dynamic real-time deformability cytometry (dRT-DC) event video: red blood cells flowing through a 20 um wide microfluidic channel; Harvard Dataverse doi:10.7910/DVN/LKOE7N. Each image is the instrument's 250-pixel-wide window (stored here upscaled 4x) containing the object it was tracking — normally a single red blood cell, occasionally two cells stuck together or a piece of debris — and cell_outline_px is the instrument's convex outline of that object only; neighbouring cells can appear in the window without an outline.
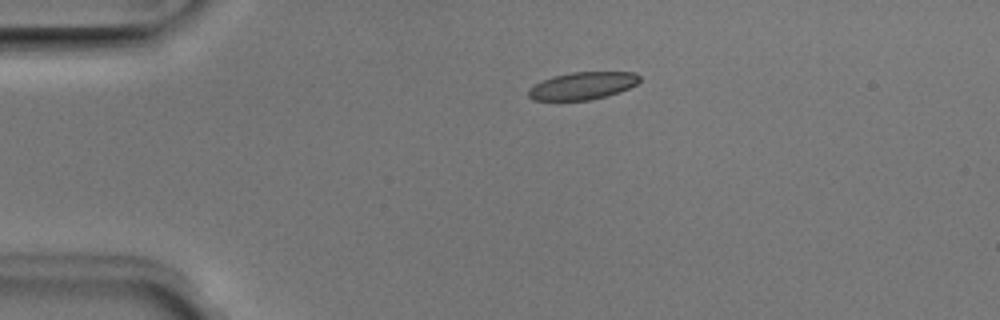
{"species": "Egyptian fruit bat (a non-hibernating species)", "species_latin": "Rousettus aegyptiacus", "temperature_condition": "room temperature", "stored_images_in_passage": 41, "camera_frame_rate_fps": 3000, "um_per_image_px": 0.085, "animal": {"sex": "male"}, "frame": {"image": 1, "passage_image": 1, "time_ms": 0.0, "image_size_px": [1000, 320], "cell_outline_px": [[640, 80], [636, 84], [620, 92], [608, 96], [588, 100], [532, 100], [528, 96], [528, 92], [536, 84], [544, 80], [556, 76], [572, 72], [636, 72], [640, 76]], "centroid_in_image_um": [49.57, 7.29], "position_along_channel_um": 35.4, "area_um2": 17.57}}
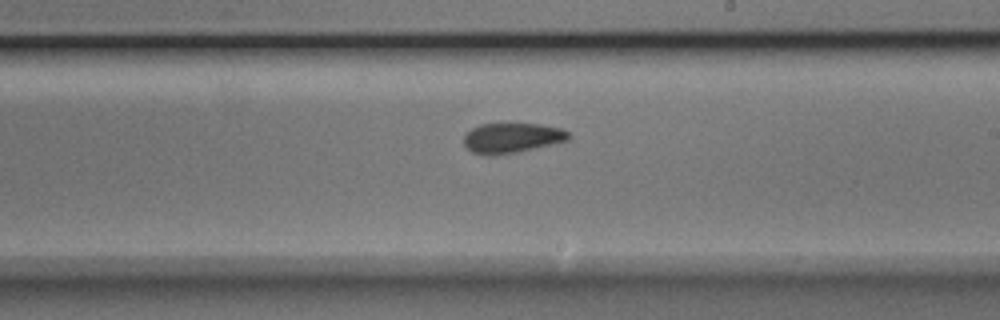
{"frame": {"image": 2, "passage_image": 20, "time_ms": 6.333, "image_size_px": [1000, 320], "cell_outline_px": [[572, 136], [568, 140], [520, 152], [492, 156], [488, 156], [472, 152], [464, 144], [464, 136], [472, 128], [480, 124], [540, 124], [560, 128], [568, 132]], "centroid_in_image_um": [43.52, 11.74], "position_along_channel_um": 245.5, "area_um2": 18.38}}
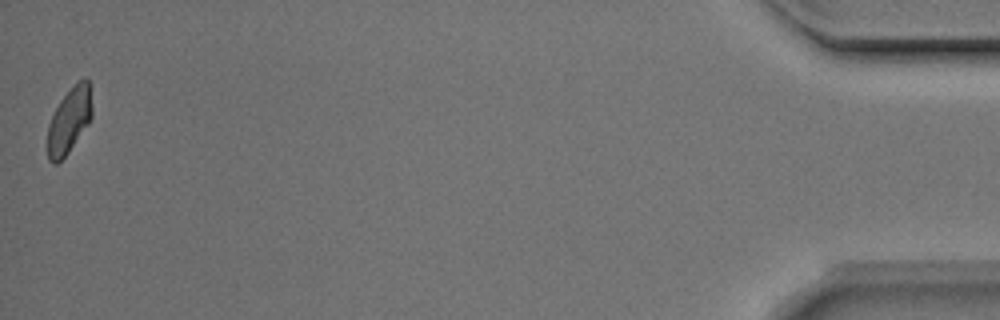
{"frame": {"image": 3, "passage_image": 41, "time_ms": 13.333, "image_size_px": [1000, 320], "cell_outline_px": [[92, 116], [88, 124], [68, 152], [56, 164], [52, 164], [48, 160], [48, 124], [60, 100], [76, 80], [84, 76], [88, 80], [92, 108]], "centroid_in_image_um": [5.89, 10.19], "position_along_channel_um": 429.3, "area_um2": 16.94}, "authors_computed_cell_mechanics": {"area_um2": 18.3804, "velocity_mm_per_s": 3.9575, "shape_relaxation_time_tau1_ms": 3.3144, "shape_relaxation_time_tau2_ms": 2.1073, "deformation_change_tau1": 0.1146, "deformation_change_tau2": 0.083}}